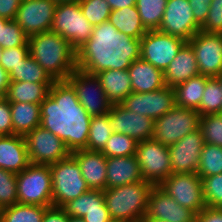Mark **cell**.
I'll return each instance as SVG.
<instances>
[{"label":"cell","mask_w":222,"mask_h":222,"mask_svg":"<svg viewBox=\"0 0 222 222\" xmlns=\"http://www.w3.org/2000/svg\"><path fill=\"white\" fill-rule=\"evenodd\" d=\"M91 118L67 80L55 81L40 104V126L58 136L71 152L87 147Z\"/></svg>","instance_id":"cell-1"},{"label":"cell","mask_w":222,"mask_h":222,"mask_svg":"<svg viewBox=\"0 0 222 222\" xmlns=\"http://www.w3.org/2000/svg\"><path fill=\"white\" fill-rule=\"evenodd\" d=\"M140 52V39L123 34L107 21L95 25L91 37L76 50L77 68L93 75L127 70L140 59Z\"/></svg>","instance_id":"cell-2"},{"label":"cell","mask_w":222,"mask_h":222,"mask_svg":"<svg viewBox=\"0 0 222 222\" xmlns=\"http://www.w3.org/2000/svg\"><path fill=\"white\" fill-rule=\"evenodd\" d=\"M29 53L55 80H66L77 68L76 50L71 44L52 31L28 38Z\"/></svg>","instance_id":"cell-3"},{"label":"cell","mask_w":222,"mask_h":222,"mask_svg":"<svg viewBox=\"0 0 222 222\" xmlns=\"http://www.w3.org/2000/svg\"><path fill=\"white\" fill-rule=\"evenodd\" d=\"M154 185L147 181L126 184L103 191L111 219L140 222L147 211L149 194Z\"/></svg>","instance_id":"cell-4"},{"label":"cell","mask_w":222,"mask_h":222,"mask_svg":"<svg viewBox=\"0 0 222 222\" xmlns=\"http://www.w3.org/2000/svg\"><path fill=\"white\" fill-rule=\"evenodd\" d=\"M53 206L63 207L89 190L77 160L68 158L50 164Z\"/></svg>","instance_id":"cell-5"},{"label":"cell","mask_w":222,"mask_h":222,"mask_svg":"<svg viewBox=\"0 0 222 222\" xmlns=\"http://www.w3.org/2000/svg\"><path fill=\"white\" fill-rule=\"evenodd\" d=\"M17 203L53 206L50 165L30 164L16 174Z\"/></svg>","instance_id":"cell-6"},{"label":"cell","mask_w":222,"mask_h":222,"mask_svg":"<svg viewBox=\"0 0 222 222\" xmlns=\"http://www.w3.org/2000/svg\"><path fill=\"white\" fill-rule=\"evenodd\" d=\"M94 26L84 17L79 2L58 3L50 31L58 33L77 50L91 37Z\"/></svg>","instance_id":"cell-7"},{"label":"cell","mask_w":222,"mask_h":222,"mask_svg":"<svg viewBox=\"0 0 222 222\" xmlns=\"http://www.w3.org/2000/svg\"><path fill=\"white\" fill-rule=\"evenodd\" d=\"M200 117L196 110L176 105L154 121L152 139L169 147L199 129Z\"/></svg>","instance_id":"cell-8"},{"label":"cell","mask_w":222,"mask_h":222,"mask_svg":"<svg viewBox=\"0 0 222 222\" xmlns=\"http://www.w3.org/2000/svg\"><path fill=\"white\" fill-rule=\"evenodd\" d=\"M135 156L144 181L154 186L172 174L169 147L154 139L138 142Z\"/></svg>","instance_id":"cell-9"},{"label":"cell","mask_w":222,"mask_h":222,"mask_svg":"<svg viewBox=\"0 0 222 222\" xmlns=\"http://www.w3.org/2000/svg\"><path fill=\"white\" fill-rule=\"evenodd\" d=\"M66 80L75 89L79 103L90 116L110 112L113 103L106 96L96 75L76 68Z\"/></svg>","instance_id":"cell-10"},{"label":"cell","mask_w":222,"mask_h":222,"mask_svg":"<svg viewBox=\"0 0 222 222\" xmlns=\"http://www.w3.org/2000/svg\"><path fill=\"white\" fill-rule=\"evenodd\" d=\"M24 138L30 164L50 165L71 155L58 136L41 126L34 128Z\"/></svg>","instance_id":"cell-11"},{"label":"cell","mask_w":222,"mask_h":222,"mask_svg":"<svg viewBox=\"0 0 222 222\" xmlns=\"http://www.w3.org/2000/svg\"><path fill=\"white\" fill-rule=\"evenodd\" d=\"M159 187L180 206L198 214L206 207L202 178L197 173L171 174Z\"/></svg>","instance_id":"cell-12"},{"label":"cell","mask_w":222,"mask_h":222,"mask_svg":"<svg viewBox=\"0 0 222 222\" xmlns=\"http://www.w3.org/2000/svg\"><path fill=\"white\" fill-rule=\"evenodd\" d=\"M186 42L158 30H147L140 39V58L164 72Z\"/></svg>","instance_id":"cell-13"},{"label":"cell","mask_w":222,"mask_h":222,"mask_svg":"<svg viewBox=\"0 0 222 222\" xmlns=\"http://www.w3.org/2000/svg\"><path fill=\"white\" fill-rule=\"evenodd\" d=\"M120 105L155 121L176 106L174 89L166 85L152 92H132Z\"/></svg>","instance_id":"cell-14"},{"label":"cell","mask_w":222,"mask_h":222,"mask_svg":"<svg viewBox=\"0 0 222 222\" xmlns=\"http://www.w3.org/2000/svg\"><path fill=\"white\" fill-rule=\"evenodd\" d=\"M188 43L194 50L201 75L210 78L222 73V34L200 30Z\"/></svg>","instance_id":"cell-15"},{"label":"cell","mask_w":222,"mask_h":222,"mask_svg":"<svg viewBox=\"0 0 222 222\" xmlns=\"http://www.w3.org/2000/svg\"><path fill=\"white\" fill-rule=\"evenodd\" d=\"M56 6L53 0H24L14 20L28 37L48 32L52 27Z\"/></svg>","instance_id":"cell-16"},{"label":"cell","mask_w":222,"mask_h":222,"mask_svg":"<svg viewBox=\"0 0 222 222\" xmlns=\"http://www.w3.org/2000/svg\"><path fill=\"white\" fill-rule=\"evenodd\" d=\"M201 26L195 21L188 0H168L158 31L189 41Z\"/></svg>","instance_id":"cell-17"},{"label":"cell","mask_w":222,"mask_h":222,"mask_svg":"<svg viewBox=\"0 0 222 222\" xmlns=\"http://www.w3.org/2000/svg\"><path fill=\"white\" fill-rule=\"evenodd\" d=\"M204 145L205 141L199 128L169 146L172 174L197 173L199 155Z\"/></svg>","instance_id":"cell-18"},{"label":"cell","mask_w":222,"mask_h":222,"mask_svg":"<svg viewBox=\"0 0 222 222\" xmlns=\"http://www.w3.org/2000/svg\"><path fill=\"white\" fill-rule=\"evenodd\" d=\"M110 126L116 133L131 136L137 142L152 139L154 121L144 115L113 104L109 112Z\"/></svg>","instance_id":"cell-19"},{"label":"cell","mask_w":222,"mask_h":222,"mask_svg":"<svg viewBox=\"0 0 222 222\" xmlns=\"http://www.w3.org/2000/svg\"><path fill=\"white\" fill-rule=\"evenodd\" d=\"M146 217L167 222H195L196 214L180 206L159 186H154L149 194Z\"/></svg>","instance_id":"cell-20"},{"label":"cell","mask_w":222,"mask_h":222,"mask_svg":"<svg viewBox=\"0 0 222 222\" xmlns=\"http://www.w3.org/2000/svg\"><path fill=\"white\" fill-rule=\"evenodd\" d=\"M71 155L80 165L82 177L86 180L89 189H106V156L101 151L79 149Z\"/></svg>","instance_id":"cell-21"},{"label":"cell","mask_w":222,"mask_h":222,"mask_svg":"<svg viewBox=\"0 0 222 222\" xmlns=\"http://www.w3.org/2000/svg\"><path fill=\"white\" fill-rule=\"evenodd\" d=\"M106 171V188H114L144 180L135 155L106 157Z\"/></svg>","instance_id":"cell-22"},{"label":"cell","mask_w":222,"mask_h":222,"mask_svg":"<svg viewBox=\"0 0 222 222\" xmlns=\"http://www.w3.org/2000/svg\"><path fill=\"white\" fill-rule=\"evenodd\" d=\"M163 73L165 85L171 88L200 74L194 50L188 42L181 47Z\"/></svg>","instance_id":"cell-23"},{"label":"cell","mask_w":222,"mask_h":222,"mask_svg":"<svg viewBox=\"0 0 222 222\" xmlns=\"http://www.w3.org/2000/svg\"><path fill=\"white\" fill-rule=\"evenodd\" d=\"M29 165L24 136H0V168L17 174Z\"/></svg>","instance_id":"cell-24"},{"label":"cell","mask_w":222,"mask_h":222,"mask_svg":"<svg viewBox=\"0 0 222 222\" xmlns=\"http://www.w3.org/2000/svg\"><path fill=\"white\" fill-rule=\"evenodd\" d=\"M127 70L133 92H152L166 86L163 71L141 58L134 60Z\"/></svg>","instance_id":"cell-25"},{"label":"cell","mask_w":222,"mask_h":222,"mask_svg":"<svg viewBox=\"0 0 222 222\" xmlns=\"http://www.w3.org/2000/svg\"><path fill=\"white\" fill-rule=\"evenodd\" d=\"M96 76L113 104H120L133 92L128 70H104Z\"/></svg>","instance_id":"cell-26"},{"label":"cell","mask_w":222,"mask_h":222,"mask_svg":"<svg viewBox=\"0 0 222 222\" xmlns=\"http://www.w3.org/2000/svg\"><path fill=\"white\" fill-rule=\"evenodd\" d=\"M14 135L25 136L40 126V104L10 102Z\"/></svg>","instance_id":"cell-27"},{"label":"cell","mask_w":222,"mask_h":222,"mask_svg":"<svg viewBox=\"0 0 222 222\" xmlns=\"http://www.w3.org/2000/svg\"><path fill=\"white\" fill-rule=\"evenodd\" d=\"M208 78L209 77L207 76L199 74L175 86L173 89L176 105L197 111V108L200 106Z\"/></svg>","instance_id":"cell-28"},{"label":"cell","mask_w":222,"mask_h":222,"mask_svg":"<svg viewBox=\"0 0 222 222\" xmlns=\"http://www.w3.org/2000/svg\"><path fill=\"white\" fill-rule=\"evenodd\" d=\"M108 21L118 31L135 39H141L147 32L136 6L112 10Z\"/></svg>","instance_id":"cell-29"},{"label":"cell","mask_w":222,"mask_h":222,"mask_svg":"<svg viewBox=\"0 0 222 222\" xmlns=\"http://www.w3.org/2000/svg\"><path fill=\"white\" fill-rule=\"evenodd\" d=\"M53 84L10 81L6 99L9 102L41 104Z\"/></svg>","instance_id":"cell-30"},{"label":"cell","mask_w":222,"mask_h":222,"mask_svg":"<svg viewBox=\"0 0 222 222\" xmlns=\"http://www.w3.org/2000/svg\"><path fill=\"white\" fill-rule=\"evenodd\" d=\"M10 81L54 84L55 80L34 60L30 53L9 73Z\"/></svg>","instance_id":"cell-31"},{"label":"cell","mask_w":222,"mask_h":222,"mask_svg":"<svg viewBox=\"0 0 222 222\" xmlns=\"http://www.w3.org/2000/svg\"><path fill=\"white\" fill-rule=\"evenodd\" d=\"M107 207L103 191L89 189L62 208L70 217L82 218L92 208Z\"/></svg>","instance_id":"cell-32"},{"label":"cell","mask_w":222,"mask_h":222,"mask_svg":"<svg viewBox=\"0 0 222 222\" xmlns=\"http://www.w3.org/2000/svg\"><path fill=\"white\" fill-rule=\"evenodd\" d=\"M48 207L16 203L4 207L0 222H42Z\"/></svg>","instance_id":"cell-33"},{"label":"cell","mask_w":222,"mask_h":222,"mask_svg":"<svg viewBox=\"0 0 222 222\" xmlns=\"http://www.w3.org/2000/svg\"><path fill=\"white\" fill-rule=\"evenodd\" d=\"M168 0H136V8L146 30H158Z\"/></svg>","instance_id":"cell-34"},{"label":"cell","mask_w":222,"mask_h":222,"mask_svg":"<svg viewBox=\"0 0 222 222\" xmlns=\"http://www.w3.org/2000/svg\"><path fill=\"white\" fill-rule=\"evenodd\" d=\"M113 132L114 130L110 126L109 113L92 116L85 149L101 151Z\"/></svg>","instance_id":"cell-35"},{"label":"cell","mask_w":222,"mask_h":222,"mask_svg":"<svg viewBox=\"0 0 222 222\" xmlns=\"http://www.w3.org/2000/svg\"><path fill=\"white\" fill-rule=\"evenodd\" d=\"M197 112L200 116L222 112V88L216 77L207 79Z\"/></svg>","instance_id":"cell-36"},{"label":"cell","mask_w":222,"mask_h":222,"mask_svg":"<svg viewBox=\"0 0 222 222\" xmlns=\"http://www.w3.org/2000/svg\"><path fill=\"white\" fill-rule=\"evenodd\" d=\"M197 174L203 178L222 173V147L214 144L204 145L199 155Z\"/></svg>","instance_id":"cell-37"},{"label":"cell","mask_w":222,"mask_h":222,"mask_svg":"<svg viewBox=\"0 0 222 222\" xmlns=\"http://www.w3.org/2000/svg\"><path fill=\"white\" fill-rule=\"evenodd\" d=\"M138 142L129 135L113 132L101 150L106 157L135 155Z\"/></svg>","instance_id":"cell-38"},{"label":"cell","mask_w":222,"mask_h":222,"mask_svg":"<svg viewBox=\"0 0 222 222\" xmlns=\"http://www.w3.org/2000/svg\"><path fill=\"white\" fill-rule=\"evenodd\" d=\"M199 128L206 144L222 147V112L201 116Z\"/></svg>","instance_id":"cell-39"},{"label":"cell","mask_w":222,"mask_h":222,"mask_svg":"<svg viewBox=\"0 0 222 222\" xmlns=\"http://www.w3.org/2000/svg\"><path fill=\"white\" fill-rule=\"evenodd\" d=\"M79 5L93 26L107 22L112 11L107 0H79Z\"/></svg>","instance_id":"cell-40"},{"label":"cell","mask_w":222,"mask_h":222,"mask_svg":"<svg viewBox=\"0 0 222 222\" xmlns=\"http://www.w3.org/2000/svg\"><path fill=\"white\" fill-rule=\"evenodd\" d=\"M28 38L15 20H9L4 26H1L0 46L3 49L29 46Z\"/></svg>","instance_id":"cell-41"},{"label":"cell","mask_w":222,"mask_h":222,"mask_svg":"<svg viewBox=\"0 0 222 222\" xmlns=\"http://www.w3.org/2000/svg\"><path fill=\"white\" fill-rule=\"evenodd\" d=\"M203 196L206 207L222 205V173L202 178Z\"/></svg>","instance_id":"cell-42"},{"label":"cell","mask_w":222,"mask_h":222,"mask_svg":"<svg viewBox=\"0 0 222 222\" xmlns=\"http://www.w3.org/2000/svg\"><path fill=\"white\" fill-rule=\"evenodd\" d=\"M17 203L16 174L0 168V205L4 208Z\"/></svg>","instance_id":"cell-43"},{"label":"cell","mask_w":222,"mask_h":222,"mask_svg":"<svg viewBox=\"0 0 222 222\" xmlns=\"http://www.w3.org/2000/svg\"><path fill=\"white\" fill-rule=\"evenodd\" d=\"M29 54V46H16L14 48L3 49L0 65L5 71L10 73L21 63H25V57Z\"/></svg>","instance_id":"cell-44"},{"label":"cell","mask_w":222,"mask_h":222,"mask_svg":"<svg viewBox=\"0 0 222 222\" xmlns=\"http://www.w3.org/2000/svg\"><path fill=\"white\" fill-rule=\"evenodd\" d=\"M14 135L10 102L0 98V136Z\"/></svg>","instance_id":"cell-45"},{"label":"cell","mask_w":222,"mask_h":222,"mask_svg":"<svg viewBox=\"0 0 222 222\" xmlns=\"http://www.w3.org/2000/svg\"><path fill=\"white\" fill-rule=\"evenodd\" d=\"M200 30L209 33L222 34V9L209 8L208 16Z\"/></svg>","instance_id":"cell-46"},{"label":"cell","mask_w":222,"mask_h":222,"mask_svg":"<svg viewBox=\"0 0 222 222\" xmlns=\"http://www.w3.org/2000/svg\"><path fill=\"white\" fill-rule=\"evenodd\" d=\"M193 11L195 21L202 26L208 16L212 0H188Z\"/></svg>","instance_id":"cell-47"},{"label":"cell","mask_w":222,"mask_h":222,"mask_svg":"<svg viewBox=\"0 0 222 222\" xmlns=\"http://www.w3.org/2000/svg\"><path fill=\"white\" fill-rule=\"evenodd\" d=\"M21 0H0V17L14 20Z\"/></svg>","instance_id":"cell-48"},{"label":"cell","mask_w":222,"mask_h":222,"mask_svg":"<svg viewBox=\"0 0 222 222\" xmlns=\"http://www.w3.org/2000/svg\"><path fill=\"white\" fill-rule=\"evenodd\" d=\"M195 222H222V210L220 208L205 207L196 214Z\"/></svg>","instance_id":"cell-49"},{"label":"cell","mask_w":222,"mask_h":222,"mask_svg":"<svg viewBox=\"0 0 222 222\" xmlns=\"http://www.w3.org/2000/svg\"><path fill=\"white\" fill-rule=\"evenodd\" d=\"M69 215L62 207L50 206L45 210L42 222H68Z\"/></svg>","instance_id":"cell-50"},{"label":"cell","mask_w":222,"mask_h":222,"mask_svg":"<svg viewBox=\"0 0 222 222\" xmlns=\"http://www.w3.org/2000/svg\"><path fill=\"white\" fill-rule=\"evenodd\" d=\"M82 218L85 222H109L111 220L107 207L92 208Z\"/></svg>","instance_id":"cell-51"},{"label":"cell","mask_w":222,"mask_h":222,"mask_svg":"<svg viewBox=\"0 0 222 222\" xmlns=\"http://www.w3.org/2000/svg\"><path fill=\"white\" fill-rule=\"evenodd\" d=\"M9 84V73L0 65V98L6 97Z\"/></svg>","instance_id":"cell-52"},{"label":"cell","mask_w":222,"mask_h":222,"mask_svg":"<svg viewBox=\"0 0 222 222\" xmlns=\"http://www.w3.org/2000/svg\"><path fill=\"white\" fill-rule=\"evenodd\" d=\"M111 10H117L136 5V0H107Z\"/></svg>","instance_id":"cell-53"},{"label":"cell","mask_w":222,"mask_h":222,"mask_svg":"<svg viewBox=\"0 0 222 222\" xmlns=\"http://www.w3.org/2000/svg\"><path fill=\"white\" fill-rule=\"evenodd\" d=\"M210 8H221L222 9V0H212L210 3Z\"/></svg>","instance_id":"cell-54"},{"label":"cell","mask_w":222,"mask_h":222,"mask_svg":"<svg viewBox=\"0 0 222 222\" xmlns=\"http://www.w3.org/2000/svg\"><path fill=\"white\" fill-rule=\"evenodd\" d=\"M140 222H167L165 220H160V219H153V218H150V217H146L144 216Z\"/></svg>","instance_id":"cell-55"},{"label":"cell","mask_w":222,"mask_h":222,"mask_svg":"<svg viewBox=\"0 0 222 222\" xmlns=\"http://www.w3.org/2000/svg\"><path fill=\"white\" fill-rule=\"evenodd\" d=\"M68 222H85V221L83 220V218H80V217H70L69 216Z\"/></svg>","instance_id":"cell-56"},{"label":"cell","mask_w":222,"mask_h":222,"mask_svg":"<svg viewBox=\"0 0 222 222\" xmlns=\"http://www.w3.org/2000/svg\"><path fill=\"white\" fill-rule=\"evenodd\" d=\"M54 2L58 3H76L79 2V0H53Z\"/></svg>","instance_id":"cell-57"},{"label":"cell","mask_w":222,"mask_h":222,"mask_svg":"<svg viewBox=\"0 0 222 222\" xmlns=\"http://www.w3.org/2000/svg\"><path fill=\"white\" fill-rule=\"evenodd\" d=\"M9 20L0 17V33H1V26H4Z\"/></svg>","instance_id":"cell-58"},{"label":"cell","mask_w":222,"mask_h":222,"mask_svg":"<svg viewBox=\"0 0 222 222\" xmlns=\"http://www.w3.org/2000/svg\"><path fill=\"white\" fill-rule=\"evenodd\" d=\"M216 78L218 79L219 83L221 84V88H222V73L219 74Z\"/></svg>","instance_id":"cell-59"},{"label":"cell","mask_w":222,"mask_h":222,"mask_svg":"<svg viewBox=\"0 0 222 222\" xmlns=\"http://www.w3.org/2000/svg\"><path fill=\"white\" fill-rule=\"evenodd\" d=\"M109 222H127V221H124V220H116V219H111Z\"/></svg>","instance_id":"cell-60"},{"label":"cell","mask_w":222,"mask_h":222,"mask_svg":"<svg viewBox=\"0 0 222 222\" xmlns=\"http://www.w3.org/2000/svg\"><path fill=\"white\" fill-rule=\"evenodd\" d=\"M2 52H3V48L0 46V63H1V58H2Z\"/></svg>","instance_id":"cell-61"},{"label":"cell","mask_w":222,"mask_h":222,"mask_svg":"<svg viewBox=\"0 0 222 222\" xmlns=\"http://www.w3.org/2000/svg\"><path fill=\"white\" fill-rule=\"evenodd\" d=\"M2 210H3V207L0 205V219H1Z\"/></svg>","instance_id":"cell-62"}]
</instances>
